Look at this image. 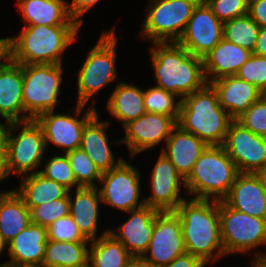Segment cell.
Instances as JSON below:
<instances>
[{
	"label": "cell",
	"mask_w": 266,
	"mask_h": 267,
	"mask_svg": "<svg viewBox=\"0 0 266 267\" xmlns=\"http://www.w3.org/2000/svg\"><path fill=\"white\" fill-rule=\"evenodd\" d=\"M47 241V228L31 222L8 243L10 259L6 264L18 267H42Z\"/></svg>",
	"instance_id": "19"
},
{
	"label": "cell",
	"mask_w": 266,
	"mask_h": 267,
	"mask_svg": "<svg viewBox=\"0 0 266 267\" xmlns=\"http://www.w3.org/2000/svg\"><path fill=\"white\" fill-rule=\"evenodd\" d=\"M70 215V202L68 194L64 198L52 200L30 210L31 222L45 228L59 218Z\"/></svg>",
	"instance_id": "36"
},
{
	"label": "cell",
	"mask_w": 266,
	"mask_h": 267,
	"mask_svg": "<svg viewBox=\"0 0 266 267\" xmlns=\"http://www.w3.org/2000/svg\"><path fill=\"white\" fill-rule=\"evenodd\" d=\"M22 91L23 65L10 60L0 70V115L9 123L25 121Z\"/></svg>",
	"instance_id": "23"
},
{
	"label": "cell",
	"mask_w": 266,
	"mask_h": 267,
	"mask_svg": "<svg viewBox=\"0 0 266 267\" xmlns=\"http://www.w3.org/2000/svg\"><path fill=\"white\" fill-rule=\"evenodd\" d=\"M99 0H72V2L67 3L68 11L73 20H75L80 26L83 24L82 15L85 14L87 10L97 4Z\"/></svg>",
	"instance_id": "42"
},
{
	"label": "cell",
	"mask_w": 266,
	"mask_h": 267,
	"mask_svg": "<svg viewBox=\"0 0 266 267\" xmlns=\"http://www.w3.org/2000/svg\"><path fill=\"white\" fill-rule=\"evenodd\" d=\"M244 128L266 138V94L235 119Z\"/></svg>",
	"instance_id": "38"
},
{
	"label": "cell",
	"mask_w": 266,
	"mask_h": 267,
	"mask_svg": "<svg viewBox=\"0 0 266 267\" xmlns=\"http://www.w3.org/2000/svg\"><path fill=\"white\" fill-rule=\"evenodd\" d=\"M176 125L171 116L146 112L124 126L125 137L118 142L127 145L133 158L156 147L163 140L166 142Z\"/></svg>",
	"instance_id": "16"
},
{
	"label": "cell",
	"mask_w": 266,
	"mask_h": 267,
	"mask_svg": "<svg viewBox=\"0 0 266 267\" xmlns=\"http://www.w3.org/2000/svg\"><path fill=\"white\" fill-rule=\"evenodd\" d=\"M239 173H255L266 166V138L244 128L236 120L230 123L222 145Z\"/></svg>",
	"instance_id": "14"
},
{
	"label": "cell",
	"mask_w": 266,
	"mask_h": 267,
	"mask_svg": "<svg viewBox=\"0 0 266 267\" xmlns=\"http://www.w3.org/2000/svg\"><path fill=\"white\" fill-rule=\"evenodd\" d=\"M261 183V187L266 193V166L254 173Z\"/></svg>",
	"instance_id": "49"
},
{
	"label": "cell",
	"mask_w": 266,
	"mask_h": 267,
	"mask_svg": "<svg viewBox=\"0 0 266 267\" xmlns=\"http://www.w3.org/2000/svg\"><path fill=\"white\" fill-rule=\"evenodd\" d=\"M11 175L8 168L7 150L6 146L0 147V182Z\"/></svg>",
	"instance_id": "47"
},
{
	"label": "cell",
	"mask_w": 266,
	"mask_h": 267,
	"mask_svg": "<svg viewBox=\"0 0 266 267\" xmlns=\"http://www.w3.org/2000/svg\"><path fill=\"white\" fill-rule=\"evenodd\" d=\"M236 76L266 94V57L252 54L238 70Z\"/></svg>",
	"instance_id": "39"
},
{
	"label": "cell",
	"mask_w": 266,
	"mask_h": 267,
	"mask_svg": "<svg viewBox=\"0 0 266 267\" xmlns=\"http://www.w3.org/2000/svg\"><path fill=\"white\" fill-rule=\"evenodd\" d=\"M184 253L179 215L175 211H158L150 244L143 257L158 267H164Z\"/></svg>",
	"instance_id": "13"
},
{
	"label": "cell",
	"mask_w": 266,
	"mask_h": 267,
	"mask_svg": "<svg viewBox=\"0 0 266 267\" xmlns=\"http://www.w3.org/2000/svg\"><path fill=\"white\" fill-rule=\"evenodd\" d=\"M252 54L266 57V27H260L256 46Z\"/></svg>",
	"instance_id": "45"
},
{
	"label": "cell",
	"mask_w": 266,
	"mask_h": 267,
	"mask_svg": "<svg viewBox=\"0 0 266 267\" xmlns=\"http://www.w3.org/2000/svg\"><path fill=\"white\" fill-rule=\"evenodd\" d=\"M221 242L225 255L266 245V219L253 217L219 201Z\"/></svg>",
	"instance_id": "10"
},
{
	"label": "cell",
	"mask_w": 266,
	"mask_h": 267,
	"mask_svg": "<svg viewBox=\"0 0 266 267\" xmlns=\"http://www.w3.org/2000/svg\"><path fill=\"white\" fill-rule=\"evenodd\" d=\"M44 166V170H40L39 172L46 178L52 179L53 181L63 185L69 191H71L72 187H80L76 183L66 154H55V156L51 157Z\"/></svg>",
	"instance_id": "37"
},
{
	"label": "cell",
	"mask_w": 266,
	"mask_h": 267,
	"mask_svg": "<svg viewBox=\"0 0 266 267\" xmlns=\"http://www.w3.org/2000/svg\"><path fill=\"white\" fill-rule=\"evenodd\" d=\"M216 91L220 106L235 120L264 93L236 75L224 76L209 83Z\"/></svg>",
	"instance_id": "20"
},
{
	"label": "cell",
	"mask_w": 266,
	"mask_h": 267,
	"mask_svg": "<svg viewBox=\"0 0 266 267\" xmlns=\"http://www.w3.org/2000/svg\"><path fill=\"white\" fill-rule=\"evenodd\" d=\"M252 52L223 38L203 58V69L207 84L224 77L236 75Z\"/></svg>",
	"instance_id": "22"
},
{
	"label": "cell",
	"mask_w": 266,
	"mask_h": 267,
	"mask_svg": "<svg viewBox=\"0 0 266 267\" xmlns=\"http://www.w3.org/2000/svg\"><path fill=\"white\" fill-rule=\"evenodd\" d=\"M68 192L70 216L77 224L81 234L89 241L98 239L99 203H102L97 187H79L74 199Z\"/></svg>",
	"instance_id": "26"
},
{
	"label": "cell",
	"mask_w": 266,
	"mask_h": 267,
	"mask_svg": "<svg viewBox=\"0 0 266 267\" xmlns=\"http://www.w3.org/2000/svg\"><path fill=\"white\" fill-rule=\"evenodd\" d=\"M223 24L201 0L177 43L192 55L203 58L223 39Z\"/></svg>",
	"instance_id": "15"
},
{
	"label": "cell",
	"mask_w": 266,
	"mask_h": 267,
	"mask_svg": "<svg viewBox=\"0 0 266 267\" xmlns=\"http://www.w3.org/2000/svg\"><path fill=\"white\" fill-rule=\"evenodd\" d=\"M153 44L150 53L156 86L181 100L207 84L201 57L177 42Z\"/></svg>",
	"instance_id": "2"
},
{
	"label": "cell",
	"mask_w": 266,
	"mask_h": 267,
	"mask_svg": "<svg viewBox=\"0 0 266 267\" xmlns=\"http://www.w3.org/2000/svg\"><path fill=\"white\" fill-rule=\"evenodd\" d=\"M175 212L181 221L186 253L199 257L207 265L226 256L221 242L219 201L190 197Z\"/></svg>",
	"instance_id": "1"
},
{
	"label": "cell",
	"mask_w": 266,
	"mask_h": 267,
	"mask_svg": "<svg viewBox=\"0 0 266 267\" xmlns=\"http://www.w3.org/2000/svg\"><path fill=\"white\" fill-rule=\"evenodd\" d=\"M80 25L26 26L10 37L11 60L21 65L62 64V54L76 41Z\"/></svg>",
	"instance_id": "4"
},
{
	"label": "cell",
	"mask_w": 266,
	"mask_h": 267,
	"mask_svg": "<svg viewBox=\"0 0 266 267\" xmlns=\"http://www.w3.org/2000/svg\"><path fill=\"white\" fill-rule=\"evenodd\" d=\"M126 267H158L143 256H131Z\"/></svg>",
	"instance_id": "48"
},
{
	"label": "cell",
	"mask_w": 266,
	"mask_h": 267,
	"mask_svg": "<svg viewBox=\"0 0 266 267\" xmlns=\"http://www.w3.org/2000/svg\"><path fill=\"white\" fill-rule=\"evenodd\" d=\"M223 201L237 211L266 219V193L253 173H239Z\"/></svg>",
	"instance_id": "21"
},
{
	"label": "cell",
	"mask_w": 266,
	"mask_h": 267,
	"mask_svg": "<svg viewBox=\"0 0 266 267\" xmlns=\"http://www.w3.org/2000/svg\"><path fill=\"white\" fill-rule=\"evenodd\" d=\"M234 119L220 106L210 84L181 99L177 125L194 134L207 146L223 145Z\"/></svg>",
	"instance_id": "3"
},
{
	"label": "cell",
	"mask_w": 266,
	"mask_h": 267,
	"mask_svg": "<svg viewBox=\"0 0 266 267\" xmlns=\"http://www.w3.org/2000/svg\"><path fill=\"white\" fill-rule=\"evenodd\" d=\"M8 126V121H6L5 124L0 122V147L5 145Z\"/></svg>",
	"instance_id": "50"
},
{
	"label": "cell",
	"mask_w": 266,
	"mask_h": 267,
	"mask_svg": "<svg viewBox=\"0 0 266 267\" xmlns=\"http://www.w3.org/2000/svg\"><path fill=\"white\" fill-rule=\"evenodd\" d=\"M62 64L23 65V106L25 121L53 111L59 103Z\"/></svg>",
	"instance_id": "7"
},
{
	"label": "cell",
	"mask_w": 266,
	"mask_h": 267,
	"mask_svg": "<svg viewBox=\"0 0 266 267\" xmlns=\"http://www.w3.org/2000/svg\"><path fill=\"white\" fill-rule=\"evenodd\" d=\"M150 178L152 195L144 198L146 206L158 211H175L186 199L179 196L181 185L185 187V179L162 152L152 169Z\"/></svg>",
	"instance_id": "17"
},
{
	"label": "cell",
	"mask_w": 266,
	"mask_h": 267,
	"mask_svg": "<svg viewBox=\"0 0 266 267\" xmlns=\"http://www.w3.org/2000/svg\"><path fill=\"white\" fill-rule=\"evenodd\" d=\"M109 121H99L98 112L86 123L81 139L80 148L93 161L101 174L117 167L123 159L115 160L112 150L108 144L106 130Z\"/></svg>",
	"instance_id": "25"
},
{
	"label": "cell",
	"mask_w": 266,
	"mask_h": 267,
	"mask_svg": "<svg viewBox=\"0 0 266 267\" xmlns=\"http://www.w3.org/2000/svg\"><path fill=\"white\" fill-rule=\"evenodd\" d=\"M31 223L30 209L22 197L10 190L0 202V233L9 243Z\"/></svg>",
	"instance_id": "30"
},
{
	"label": "cell",
	"mask_w": 266,
	"mask_h": 267,
	"mask_svg": "<svg viewBox=\"0 0 266 267\" xmlns=\"http://www.w3.org/2000/svg\"><path fill=\"white\" fill-rule=\"evenodd\" d=\"M126 213L130 217L117 227L118 231L109 229V234L121 242L131 256H143L150 244L158 210L145 205Z\"/></svg>",
	"instance_id": "18"
},
{
	"label": "cell",
	"mask_w": 266,
	"mask_h": 267,
	"mask_svg": "<svg viewBox=\"0 0 266 267\" xmlns=\"http://www.w3.org/2000/svg\"><path fill=\"white\" fill-rule=\"evenodd\" d=\"M141 173L136 167L123 160L117 167L102 174L98 187L102 203L128 212L145 206L140 197ZM140 202V203H139Z\"/></svg>",
	"instance_id": "11"
},
{
	"label": "cell",
	"mask_w": 266,
	"mask_h": 267,
	"mask_svg": "<svg viewBox=\"0 0 266 267\" xmlns=\"http://www.w3.org/2000/svg\"><path fill=\"white\" fill-rule=\"evenodd\" d=\"M117 44L118 38L112 29L103 31L96 45L90 49L77 74V104L87 105L100 89L116 80Z\"/></svg>",
	"instance_id": "6"
},
{
	"label": "cell",
	"mask_w": 266,
	"mask_h": 267,
	"mask_svg": "<svg viewBox=\"0 0 266 267\" xmlns=\"http://www.w3.org/2000/svg\"><path fill=\"white\" fill-rule=\"evenodd\" d=\"M48 240L64 242H91L80 232L73 218L68 215L59 218L51 223L47 228Z\"/></svg>",
	"instance_id": "40"
},
{
	"label": "cell",
	"mask_w": 266,
	"mask_h": 267,
	"mask_svg": "<svg viewBox=\"0 0 266 267\" xmlns=\"http://www.w3.org/2000/svg\"><path fill=\"white\" fill-rule=\"evenodd\" d=\"M65 154L70 162L76 183L80 187H97L95 180L100 181L102 174L89 156L81 148Z\"/></svg>",
	"instance_id": "35"
},
{
	"label": "cell",
	"mask_w": 266,
	"mask_h": 267,
	"mask_svg": "<svg viewBox=\"0 0 266 267\" xmlns=\"http://www.w3.org/2000/svg\"><path fill=\"white\" fill-rule=\"evenodd\" d=\"M92 105L88 107L81 119L79 114H82L81 111L86 105H76L75 117L70 114H54V110L40 114L35 120L42 127L46 147L49 142L53 143L58 149H63L64 154L80 148L83 129L97 113L95 101Z\"/></svg>",
	"instance_id": "12"
},
{
	"label": "cell",
	"mask_w": 266,
	"mask_h": 267,
	"mask_svg": "<svg viewBox=\"0 0 266 267\" xmlns=\"http://www.w3.org/2000/svg\"><path fill=\"white\" fill-rule=\"evenodd\" d=\"M65 0H17L26 26L79 25L69 14Z\"/></svg>",
	"instance_id": "27"
},
{
	"label": "cell",
	"mask_w": 266,
	"mask_h": 267,
	"mask_svg": "<svg viewBox=\"0 0 266 267\" xmlns=\"http://www.w3.org/2000/svg\"><path fill=\"white\" fill-rule=\"evenodd\" d=\"M206 265L199 257L184 253L164 267H206Z\"/></svg>",
	"instance_id": "44"
},
{
	"label": "cell",
	"mask_w": 266,
	"mask_h": 267,
	"mask_svg": "<svg viewBox=\"0 0 266 267\" xmlns=\"http://www.w3.org/2000/svg\"><path fill=\"white\" fill-rule=\"evenodd\" d=\"M239 174L225 148L207 146L185 179V188L193 199L222 201Z\"/></svg>",
	"instance_id": "5"
},
{
	"label": "cell",
	"mask_w": 266,
	"mask_h": 267,
	"mask_svg": "<svg viewBox=\"0 0 266 267\" xmlns=\"http://www.w3.org/2000/svg\"><path fill=\"white\" fill-rule=\"evenodd\" d=\"M10 60H11L10 37L0 38V65H6Z\"/></svg>",
	"instance_id": "46"
},
{
	"label": "cell",
	"mask_w": 266,
	"mask_h": 267,
	"mask_svg": "<svg viewBox=\"0 0 266 267\" xmlns=\"http://www.w3.org/2000/svg\"><path fill=\"white\" fill-rule=\"evenodd\" d=\"M8 246V243L4 240L2 234L0 233V254Z\"/></svg>",
	"instance_id": "52"
},
{
	"label": "cell",
	"mask_w": 266,
	"mask_h": 267,
	"mask_svg": "<svg viewBox=\"0 0 266 267\" xmlns=\"http://www.w3.org/2000/svg\"><path fill=\"white\" fill-rule=\"evenodd\" d=\"M90 243L48 240L42 267H88Z\"/></svg>",
	"instance_id": "31"
},
{
	"label": "cell",
	"mask_w": 266,
	"mask_h": 267,
	"mask_svg": "<svg viewBox=\"0 0 266 267\" xmlns=\"http://www.w3.org/2000/svg\"><path fill=\"white\" fill-rule=\"evenodd\" d=\"M21 124V132L13 136L12 132L19 130ZM5 146L8 168L11 174L15 172L17 176H25L40 171L37 168L44 158L46 145L42 127L36 120L10 122L6 133Z\"/></svg>",
	"instance_id": "9"
},
{
	"label": "cell",
	"mask_w": 266,
	"mask_h": 267,
	"mask_svg": "<svg viewBox=\"0 0 266 267\" xmlns=\"http://www.w3.org/2000/svg\"><path fill=\"white\" fill-rule=\"evenodd\" d=\"M248 15L259 27H266V0H249Z\"/></svg>",
	"instance_id": "43"
},
{
	"label": "cell",
	"mask_w": 266,
	"mask_h": 267,
	"mask_svg": "<svg viewBox=\"0 0 266 267\" xmlns=\"http://www.w3.org/2000/svg\"><path fill=\"white\" fill-rule=\"evenodd\" d=\"M165 143L166 148H162L161 152L168 157L184 179L192 172L194 164L207 147L201 139L179 125L172 129Z\"/></svg>",
	"instance_id": "24"
},
{
	"label": "cell",
	"mask_w": 266,
	"mask_h": 267,
	"mask_svg": "<svg viewBox=\"0 0 266 267\" xmlns=\"http://www.w3.org/2000/svg\"><path fill=\"white\" fill-rule=\"evenodd\" d=\"M21 180V187L15 191L30 210L35 206L64 198L69 192L66 187L46 178L40 172L22 176Z\"/></svg>",
	"instance_id": "29"
},
{
	"label": "cell",
	"mask_w": 266,
	"mask_h": 267,
	"mask_svg": "<svg viewBox=\"0 0 266 267\" xmlns=\"http://www.w3.org/2000/svg\"><path fill=\"white\" fill-rule=\"evenodd\" d=\"M89 245L88 267H126L131 258L125 246L109 234V229Z\"/></svg>",
	"instance_id": "32"
},
{
	"label": "cell",
	"mask_w": 266,
	"mask_h": 267,
	"mask_svg": "<svg viewBox=\"0 0 266 267\" xmlns=\"http://www.w3.org/2000/svg\"><path fill=\"white\" fill-rule=\"evenodd\" d=\"M253 262H256L260 267H266V254H260L257 253L255 254L254 259H252Z\"/></svg>",
	"instance_id": "51"
},
{
	"label": "cell",
	"mask_w": 266,
	"mask_h": 267,
	"mask_svg": "<svg viewBox=\"0 0 266 267\" xmlns=\"http://www.w3.org/2000/svg\"><path fill=\"white\" fill-rule=\"evenodd\" d=\"M177 97V95L167 92L158 86L148 88L143 91L145 111L171 116L177 122L181 104L180 99L176 100Z\"/></svg>",
	"instance_id": "34"
},
{
	"label": "cell",
	"mask_w": 266,
	"mask_h": 267,
	"mask_svg": "<svg viewBox=\"0 0 266 267\" xmlns=\"http://www.w3.org/2000/svg\"><path fill=\"white\" fill-rule=\"evenodd\" d=\"M107 110L124 127L146 113L143 90L133 84L119 82L107 102Z\"/></svg>",
	"instance_id": "28"
},
{
	"label": "cell",
	"mask_w": 266,
	"mask_h": 267,
	"mask_svg": "<svg viewBox=\"0 0 266 267\" xmlns=\"http://www.w3.org/2000/svg\"><path fill=\"white\" fill-rule=\"evenodd\" d=\"M0 267H18V266L9 265V264H6V262H4L0 264Z\"/></svg>",
	"instance_id": "53"
},
{
	"label": "cell",
	"mask_w": 266,
	"mask_h": 267,
	"mask_svg": "<svg viewBox=\"0 0 266 267\" xmlns=\"http://www.w3.org/2000/svg\"><path fill=\"white\" fill-rule=\"evenodd\" d=\"M213 14L226 22L248 14L249 0H204Z\"/></svg>",
	"instance_id": "41"
},
{
	"label": "cell",
	"mask_w": 266,
	"mask_h": 267,
	"mask_svg": "<svg viewBox=\"0 0 266 267\" xmlns=\"http://www.w3.org/2000/svg\"><path fill=\"white\" fill-rule=\"evenodd\" d=\"M259 30V25L247 14L224 22L223 38L253 52Z\"/></svg>",
	"instance_id": "33"
},
{
	"label": "cell",
	"mask_w": 266,
	"mask_h": 267,
	"mask_svg": "<svg viewBox=\"0 0 266 267\" xmlns=\"http://www.w3.org/2000/svg\"><path fill=\"white\" fill-rule=\"evenodd\" d=\"M201 0H151L140 36L152 43L178 42Z\"/></svg>",
	"instance_id": "8"
},
{
	"label": "cell",
	"mask_w": 266,
	"mask_h": 267,
	"mask_svg": "<svg viewBox=\"0 0 266 267\" xmlns=\"http://www.w3.org/2000/svg\"><path fill=\"white\" fill-rule=\"evenodd\" d=\"M9 191L7 192H0V202L2 201L3 197L8 193Z\"/></svg>",
	"instance_id": "54"
},
{
	"label": "cell",
	"mask_w": 266,
	"mask_h": 267,
	"mask_svg": "<svg viewBox=\"0 0 266 267\" xmlns=\"http://www.w3.org/2000/svg\"><path fill=\"white\" fill-rule=\"evenodd\" d=\"M252 267H260L256 262H252Z\"/></svg>",
	"instance_id": "55"
}]
</instances>
